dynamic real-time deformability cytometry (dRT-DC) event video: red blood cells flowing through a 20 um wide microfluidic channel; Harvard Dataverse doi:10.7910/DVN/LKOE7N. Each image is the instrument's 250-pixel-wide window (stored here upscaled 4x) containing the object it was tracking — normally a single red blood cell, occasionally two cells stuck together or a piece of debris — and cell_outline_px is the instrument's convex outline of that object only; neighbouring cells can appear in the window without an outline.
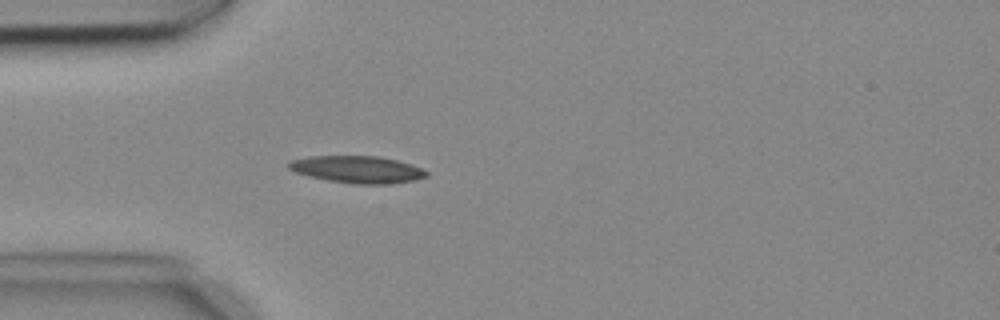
{"species": "common noctule bat (a hibernating species)", "species_latin": "Nyctalus noctula", "temperature_condition": "cold", "stored_images_in_passage": 3, "camera_frame_rate_fps": 3000, "um_per_image_px": 0.085, "animal": {"sex": "female", "body_mass_g": 18.4}, "frame": {"image": 1, "passage_image": 3, "time_ms": 0.667, "image_size_px": [1000, 320], "cell_outline_px": [[428, 176], [416, 180], [392, 184], [352, 184], [328, 180], [308, 176], [296, 172], [288, 168], [284, 164], [288, 160], [308, 156], [376, 156], [396, 160], [412, 164], [428, 172]], "centroid_in_image_um": [30.34, 14.4], "position_along_channel_um": 54.7, "area_um2": 22.02}}